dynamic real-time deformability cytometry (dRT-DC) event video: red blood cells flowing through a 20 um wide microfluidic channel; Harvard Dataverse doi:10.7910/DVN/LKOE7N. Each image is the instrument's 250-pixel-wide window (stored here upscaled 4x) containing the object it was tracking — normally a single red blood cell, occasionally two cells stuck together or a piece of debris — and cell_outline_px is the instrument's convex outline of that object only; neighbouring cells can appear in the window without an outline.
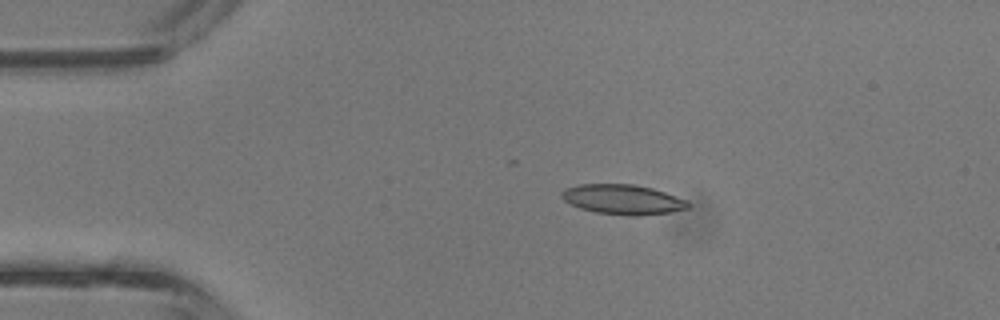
{"species": "common noctule bat (a hibernating species)", "species_latin": "Nyctalus noctula", "temperature_condition": "room temperature", "stored_images_in_passage": 3, "camera_frame_rate_fps": 3000, "um_per_image_px": 0.085, "animal": {"sex": "male", "body_mass_g": 13.3}, "frame": {"image": 1, "passage_image": 2, "time_ms": 0.333, "image_size_px": [1000, 320], "cell_outline_px": [[692, 204], [688, 208], [672, 212], [640, 216], [632, 216], [596, 212], [580, 208], [564, 200], [560, 196], [564, 188], [580, 184], [632, 184], [652, 188], [688, 200]], "centroid_in_image_um": [52.97, 16.96], "position_along_channel_um": 32.0, "area_um2": 22.08}}